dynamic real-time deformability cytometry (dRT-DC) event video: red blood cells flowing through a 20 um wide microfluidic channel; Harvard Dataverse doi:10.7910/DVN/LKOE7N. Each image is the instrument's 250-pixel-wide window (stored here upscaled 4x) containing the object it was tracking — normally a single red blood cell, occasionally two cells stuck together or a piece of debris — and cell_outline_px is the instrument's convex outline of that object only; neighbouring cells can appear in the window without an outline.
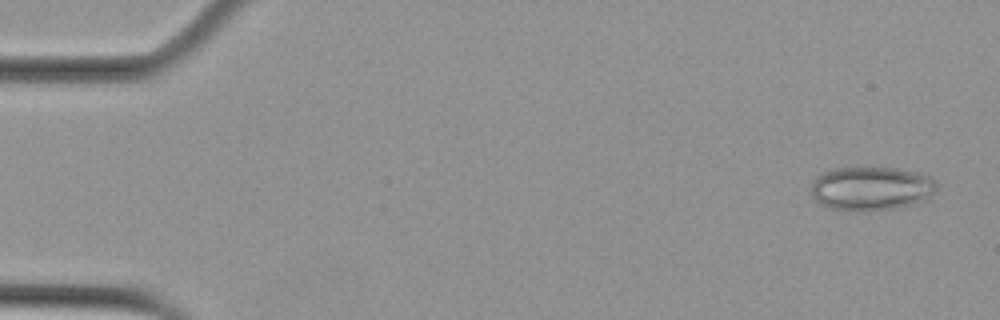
{"species": "Egyptian fruit bat (a non-hibernating species)", "species_latin": "Rousettus aegyptiacus", "temperature_condition": "cold", "stored_images_in_passage": 57, "camera_frame_rate_fps": 3000, "um_per_image_px": 0.085, "animal": {"sex": "female"}, "frame": {"image": 1, "passage_image": 3, "time_ms": 0.667, "image_size_px": [1000, 320], "cell_outline_px": [[940, 184], [928, 200], [916, 204], [896, 208], [828, 208], [816, 200], [812, 196], [812, 180], [816, 176], [824, 172], [836, 168], [896, 168], [932, 176]], "centroid_in_image_um": [74.14, 15.98], "position_along_channel_um": 10.9, "area_um2": 31.62}}
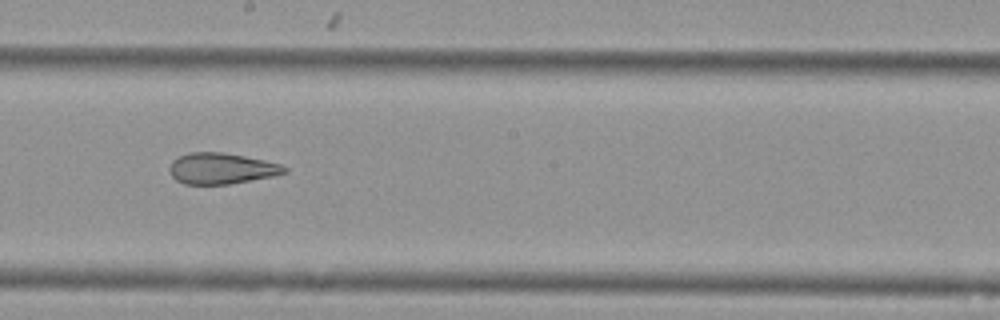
{"frame": {"image": 2, "passage_image": 32, "time_ms": 10.333, "image_size_px": [1000, 320], "cell_outline_px": [[288, 172], [276, 176], [228, 184], [184, 184], [176, 180], [168, 172], [168, 168], [172, 160], [188, 152], [220, 152], [244, 156], [264, 160], [280, 164], [288, 168]], "centroid_in_image_um": [18.81, 14.32], "position_along_channel_um": 229.4, "area_um2": 20.92}}
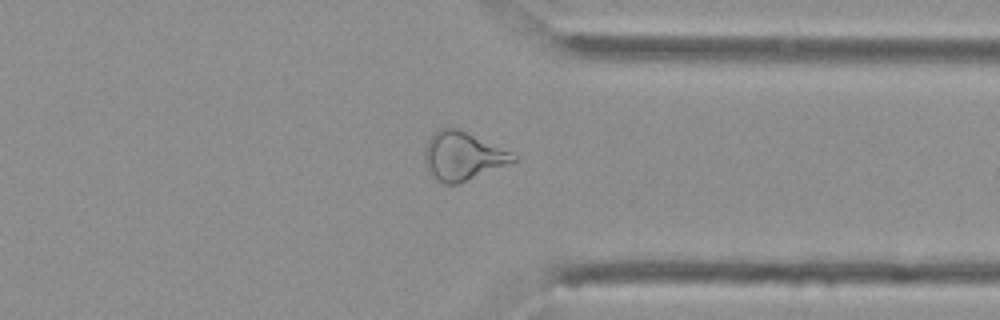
{"frame": {"image": 3, "passage_image": 44, "time_ms": 14.333, "image_size_px": [1000, 320], "cell_outline_px": [[516, 160], [456, 184], [444, 184], [424, 164], [424, 148], [428, 140], [440, 128], [456, 128], [508, 152], [516, 156]], "centroid_in_image_um": [39.25, 13.26], "position_along_channel_um": 372.2, "area_um2": 23.58}, "authors_computed_cell_mechanics": {"area_um2": 27.3972, "velocity_mm_per_s": 3.6094, "shape_relaxation_time_tau1_ms": null, "shape_relaxation_time_tau2_ms": 2.958, "deformation_change_tau1": null, "deformation_change_tau2": 0.1157}}